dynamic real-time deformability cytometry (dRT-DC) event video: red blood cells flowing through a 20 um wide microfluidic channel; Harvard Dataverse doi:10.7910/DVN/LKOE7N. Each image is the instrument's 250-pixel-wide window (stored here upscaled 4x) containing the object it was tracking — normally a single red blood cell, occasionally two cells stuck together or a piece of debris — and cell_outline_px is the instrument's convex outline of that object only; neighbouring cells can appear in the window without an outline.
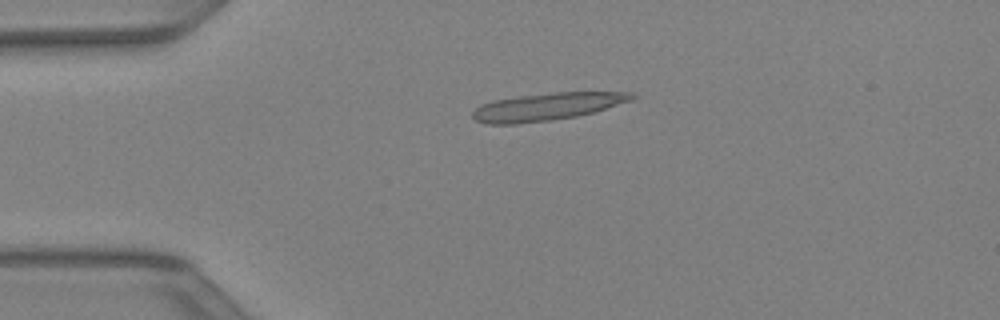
{"species": "Egyptian fruit bat (a non-hibernating species)", "species_latin": "Rousettus aegyptiacus", "temperature_condition": "warm", "stored_images_in_passage": 38, "camera_frame_rate_fps": 3000, "um_per_image_px": 0.085, "animal": {"sex": "female"}, "frame": {"image": 1, "passage_image": 5, "time_ms": 1.333, "image_size_px": [1000, 320], "cell_outline_px": [[636, 96], [632, 100], [592, 112], [576, 116], [552, 120], [516, 124], [488, 124], [476, 120], [472, 116], [472, 112], [480, 104], [492, 100], [520, 96], [552, 92], [632, 92]], "centroid_in_image_um": [46.46, 9.06], "position_along_channel_um": 38.5, "area_um2": 25.37}}
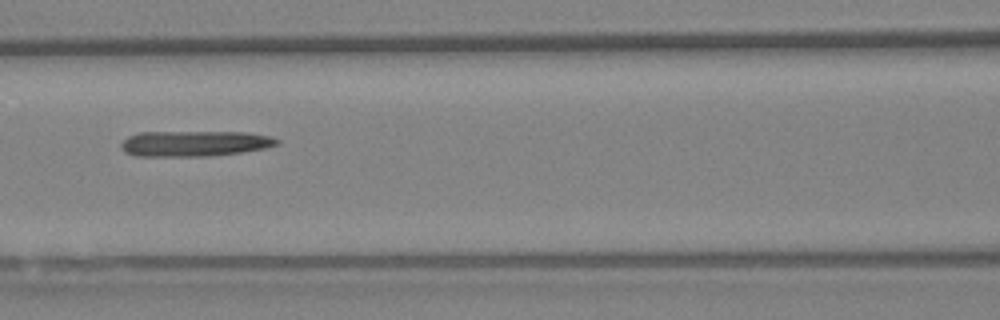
{"frame": {"image": 2, "passage_image": 14, "time_ms": 4.333, "image_size_px": [1000, 320], "cell_outline_px": [[280, 144], [264, 148], [240, 152], [208, 156], [136, 156], [124, 152], [120, 148], [120, 144], [128, 136], [140, 132], [244, 132], [268, 136], [280, 140]], "centroid_in_image_um": [16.49, 12.2], "position_along_channel_um": 150.1, "area_um2": 23.24}}
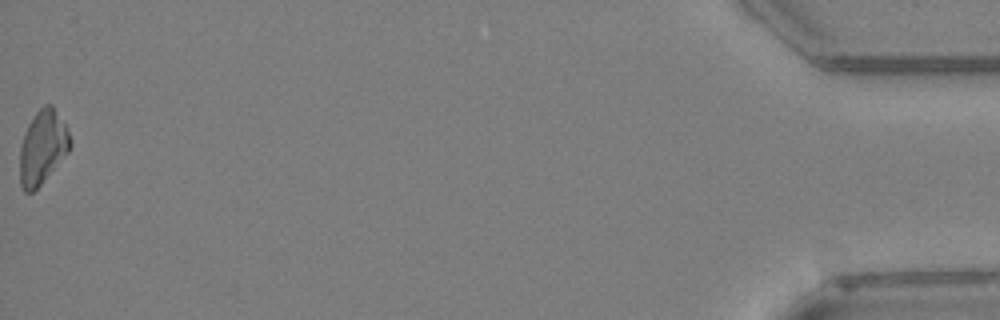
{"frame": {"image": 3, "passage_image": 38, "time_ms": 12.333, "image_size_px": [1000, 320], "cell_outline_px": [[72, 144], [68, 152], [40, 184], [32, 192], [24, 192], [20, 184], [20, 144], [28, 124], [36, 112], [44, 104], [52, 104], [68, 128], [72, 140]], "centroid_in_image_um": [3.63, 12.48], "position_along_channel_um": 431.6, "area_um2": 21.56}}